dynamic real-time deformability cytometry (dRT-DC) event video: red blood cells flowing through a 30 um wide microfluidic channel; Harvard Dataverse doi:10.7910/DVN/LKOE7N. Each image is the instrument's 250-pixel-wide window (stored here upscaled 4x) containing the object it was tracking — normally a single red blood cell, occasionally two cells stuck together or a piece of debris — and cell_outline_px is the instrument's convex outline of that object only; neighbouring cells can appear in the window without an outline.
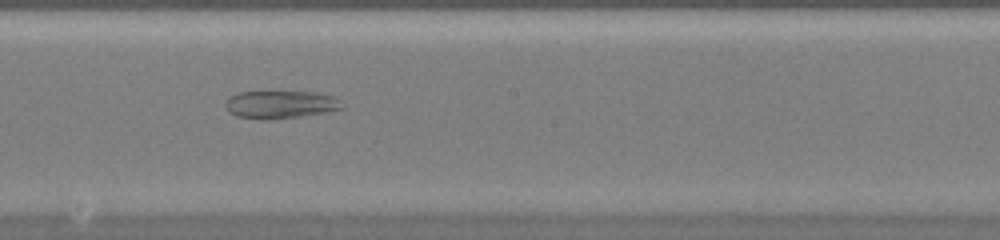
{"species": "common noctule bat (a hibernating species)", "species_latin": "Nyctalus noctula", "temperature_condition": "warm", "stored_images_in_passage": 47, "camera_frame_rate_fps": 3000, "um_per_image_px": 0.085, "animal": {"sex": "female", "body_mass_g": 20.0, "forearm_length_mm": 54.0}, "frame": {"image": 1, "passage_image": 27, "time_ms": 8.667, "image_size_px": [1000, 240], "cell_outline_px": [[344, 108], [328, 112], [304, 116], [268, 120], [260, 120], [236, 116], [228, 112], [224, 104], [228, 96], [240, 92], [316, 92], [332, 96]], "centroid_in_image_um": [23.77, 8.9], "position_along_channel_um": 224.4, "area_um2": 19.02}}
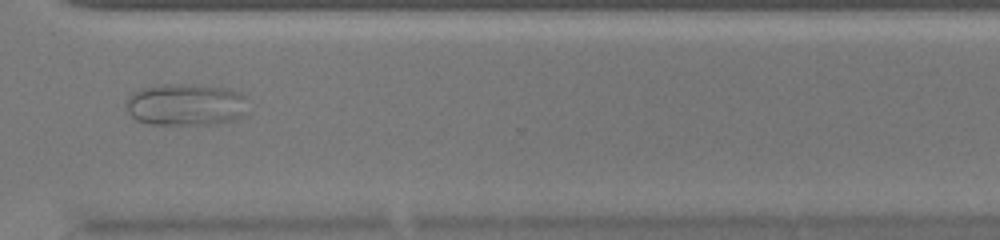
{"frame": {"image": 2, "passage_image": 36, "time_ms": 11.667, "image_size_px": [1000, 240], "cell_outline_px": [[244, 96], [240, 116], [236, 120], [208, 124], [148, 124], [136, 120], [128, 112], [124, 104], [124, 100], [132, 92], [144, 88], [176, 84], [184, 84], [228, 88], [240, 92]], "centroid_in_image_um": [15.69, 8.9], "position_along_channel_um": 354.9, "area_um2": 29.36}}